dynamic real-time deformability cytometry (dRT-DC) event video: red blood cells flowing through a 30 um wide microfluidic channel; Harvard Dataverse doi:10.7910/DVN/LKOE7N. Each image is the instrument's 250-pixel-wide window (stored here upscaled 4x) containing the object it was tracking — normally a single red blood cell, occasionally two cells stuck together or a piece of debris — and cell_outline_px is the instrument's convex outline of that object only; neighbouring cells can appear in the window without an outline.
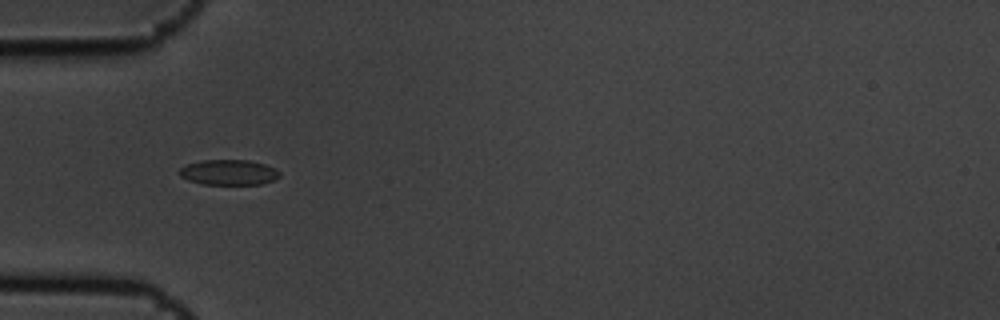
{"species": "common noctule bat (a hibernating species)", "species_latin": "Nyctalus noctula", "temperature_condition": "cold", "stored_images_in_passage": 14, "segment_of_instrument_passage": [2, 2], "camera_frame_rate_fps": 3000, "um_per_image_px": 0.085, "animal": {"sex": "male", "body_mass_g": 19.5, "forearm_length_mm": 54.6}, "frame": {"image": 1, "passage_image": 4, "time_ms": 1.0, "image_size_px": [1000, 320], "cell_outline_px": [[280, 176], [272, 180], [260, 184], [204, 184], [188, 180], [180, 176], [176, 172], [180, 168], [188, 164], [200, 160], [248, 160], [264, 164], [280, 172]], "centroid_in_image_um": [19.39, 14.64], "position_along_channel_um": 65.6, "area_um2": 14.68}}
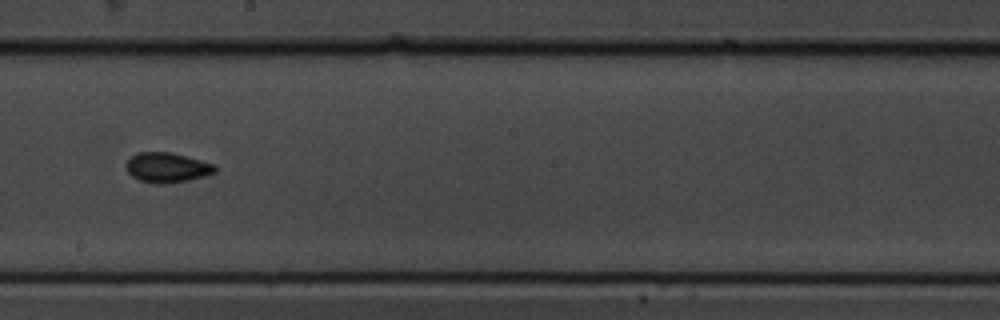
{"frame": {"image": 2, "passage_image": 8, "time_ms": 2.333, "image_size_px": [1000, 320], "cell_outline_px": [[216, 172], [204, 176], [188, 180], [160, 184], [156, 184], [140, 180], [132, 176], [124, 168], [124, 164], [136, 152], [172, 152], [216, 164]], "centroid_in_image_um": [14.19, 14.23], "position_along_channel_um": 234.0, "area_um2": 15.61}}
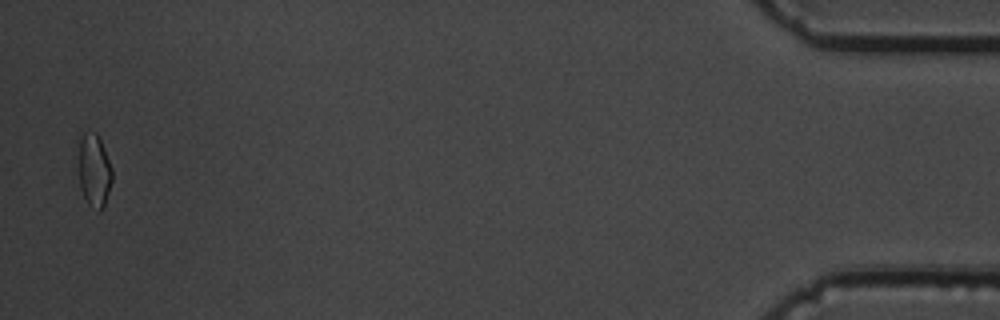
{"frame": {"image": 3, "passage_image": 14, "time_ms": 4.333, "image_size_px": [1000, 320], "cell_outline_px": [[112, 180], [104, 204], [100, 212], [88, 204], [80, 188], [80, 132], [96, 132], [100, 140], [112, 168]], "centroid_in_image_um": [8.01, 14.48], "position_along_channel_um": 427.2, "area_um2": 13.93}}